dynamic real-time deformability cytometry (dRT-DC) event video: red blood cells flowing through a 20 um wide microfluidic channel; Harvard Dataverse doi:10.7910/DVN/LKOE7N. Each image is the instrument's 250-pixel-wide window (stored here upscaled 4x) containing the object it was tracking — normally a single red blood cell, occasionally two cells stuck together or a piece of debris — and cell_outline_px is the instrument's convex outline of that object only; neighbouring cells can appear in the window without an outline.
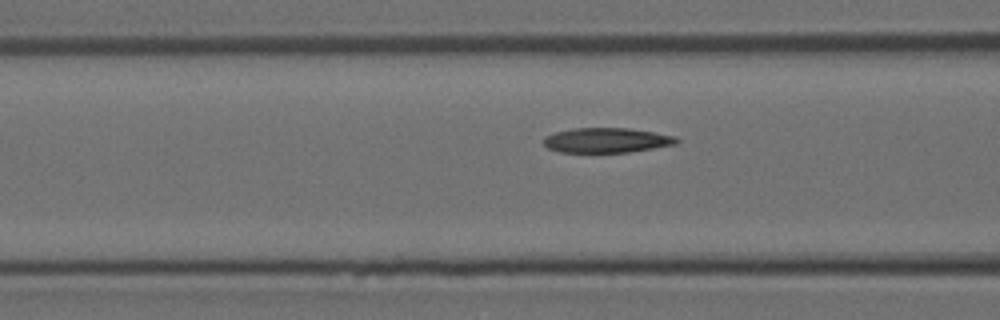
{"species": "Egyptian fruit bat (a non-hibernating species)", "species_latin": "Rousettus aegyptiacus", "temperature_condition": "room temperature", "stored_images_in_passage": 5, "camera_frame_rate_fps": 3000, "um_per_image_px": 0.085, "animal": {"sex": "female"}, "frame": {"image": 1, "passage_image": 5, "time_ms": 1.333, "image_size_px": [1000, 320], "cell_outline_px": [[680, 140], [676, 144], [628, 152], [560, 152], [548, 148], [544, 144], [544, 136], [556, 132], [572, 128], [628, 128], [676, 136]], "centroid_in_image_um": [51.55, 11.92], "position_along_channel_um": 115.0, "area_um2": 19.13}}